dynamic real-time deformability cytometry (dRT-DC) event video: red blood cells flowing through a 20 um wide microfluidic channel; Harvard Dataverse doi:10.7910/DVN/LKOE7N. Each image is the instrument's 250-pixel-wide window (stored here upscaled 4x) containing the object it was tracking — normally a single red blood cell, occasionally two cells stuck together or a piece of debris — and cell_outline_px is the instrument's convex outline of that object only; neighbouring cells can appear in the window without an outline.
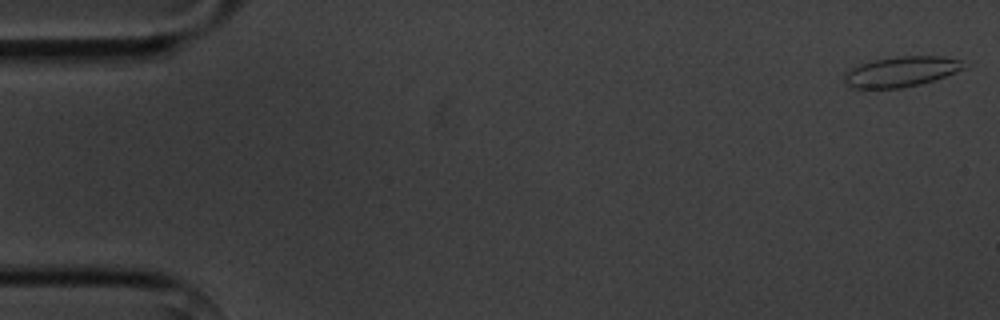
{"species": "common noctule bat (a hibernating species)", "species_latin": "Nyctalus noctula", "temperature_condition": "cold", "stored_images_in_passage": 4, "camera_frame_rate_fps": 3000, "um_per_image_px": 0.085, "animal": {"sex": "male", "body_mass_g": 20.1, "forearm_length_mm": 53.5}, "frame": {"image": 1, "passage_image": 4, "time_ms": 5.0, "image_size_px": [1000, 320], "cell_outline_px": [[968, 68], [920, 84], [900, 88], [852, 88], [844, 80], [844, 72], [860, 64], [876, 60], [900, 56], [944, 56], [960, 60]], "centroid_in_image_um": [76.62, 6.08], "position_along_channel_um": 8.4, "area_um2": 20.87}}